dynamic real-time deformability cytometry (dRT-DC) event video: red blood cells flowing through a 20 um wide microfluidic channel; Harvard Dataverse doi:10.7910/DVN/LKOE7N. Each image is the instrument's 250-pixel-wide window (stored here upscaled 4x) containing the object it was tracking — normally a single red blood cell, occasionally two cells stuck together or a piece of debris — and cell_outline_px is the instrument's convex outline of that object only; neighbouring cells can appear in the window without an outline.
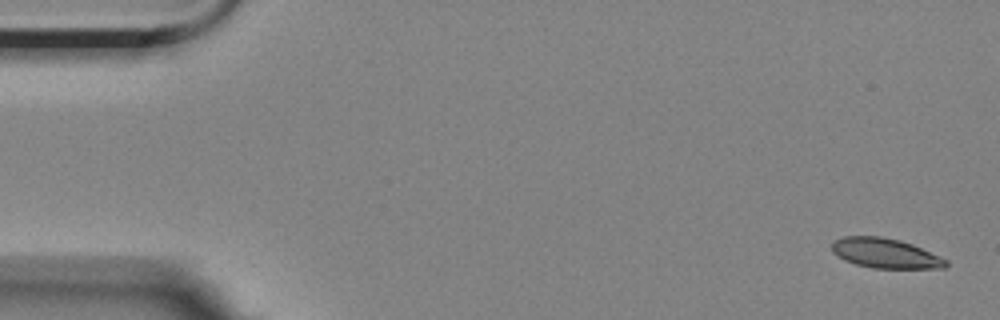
{"species": "Egyptian fruit bat (a non-hibernating species)", "species_latin": "Rousettus aegyptiacus", "temperature_condition": "room temperature", "stored_images_in_passage": 6, "camera_frame_rate_fps": 3000, "um_per_image_px": 0.085, "animal": {"sex": "female"}, "frame": {"image": 1, "passage_image": 1, "time_ms": 0.0, "image_size_px": [1000, 320], "cell_outline_px": [[948, 264], [944, 268], [872, 268], [856, 264], [844, 260], [832, 252], [832, 240], [844, 236], [880, 236], [900, 240], [912, 244], [948, 260]], "centroid_in_image_um": [75.22, 21.52], "position_along_channel_um": 9.8, "area_um2": 19.83}}